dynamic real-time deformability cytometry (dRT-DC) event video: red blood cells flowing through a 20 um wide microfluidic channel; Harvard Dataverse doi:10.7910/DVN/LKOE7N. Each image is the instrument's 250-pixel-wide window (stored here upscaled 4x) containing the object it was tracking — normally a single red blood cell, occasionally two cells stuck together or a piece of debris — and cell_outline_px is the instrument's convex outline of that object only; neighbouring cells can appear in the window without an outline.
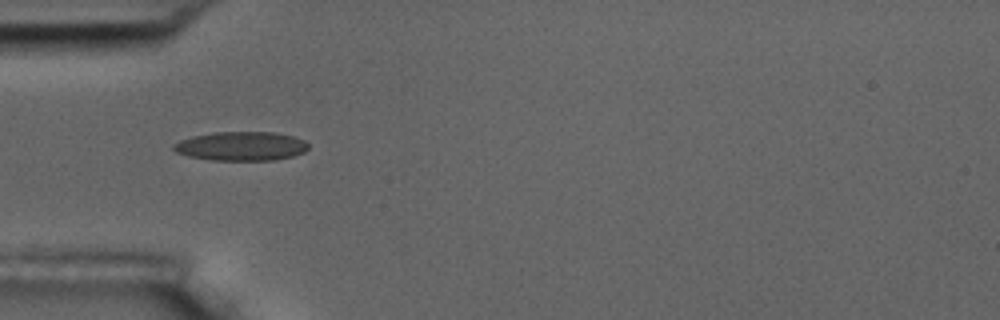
{"species": "common noctule bat (a hibernating species)", "species_latin": "Nyctalus noctula", "temperature_condition": "room temperature", "stored_images_in_passage": 4, "camera_frame_rate_fps": 3000, "um_per_image_px": 0.085, "animal": {"sex": "male", "body_mass_g": 17.5, "forearm_length_mm": 52.3}, "frame": {"image": 1, "passage_image": 1, "time_ms": 0.0, "image_size_px": [1000, 320], "cell_outline_px": [[308, 148], [304, 152], [292, 156], [272, 160], [212, 160], [188, 156], [176, 152], [172, 148], [172, 144], [180, 140], [192, 136], [212, 132], [276, 132], [292, 136], [304, 140], [308, 144]], "centroid_in_image_um": [20.47, 12.41], "position_along_channel_um": 64.5, "area_um2": 22.83}}
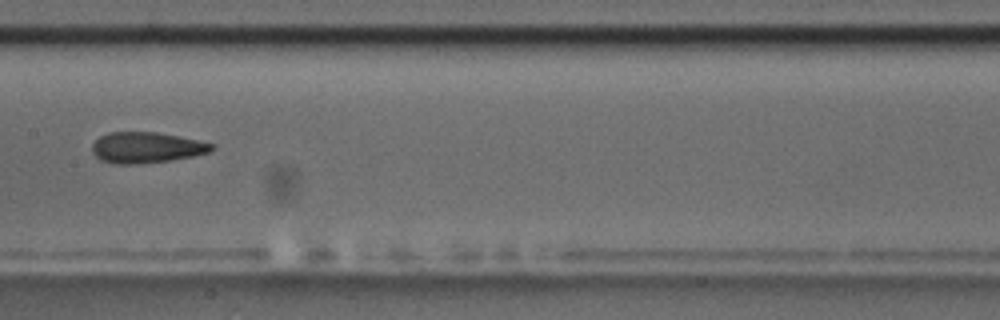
{"frame": {"image": 2, "passage_image": 4, "time_ms": 3.667, "image_size_px": [1000, 320], "cell_outline_px": [[216, 144], [208, 152], [192, 156], [168, 160], [132, 164], [116, 164], [100, 160], [92, 152], [92, 144], [100, 136], [108, 132], [156, 132]], "centroid_in_image_um": [12.39, 12.53], "position_along_channel_um": 195.0, "area_um2": 21.15}}